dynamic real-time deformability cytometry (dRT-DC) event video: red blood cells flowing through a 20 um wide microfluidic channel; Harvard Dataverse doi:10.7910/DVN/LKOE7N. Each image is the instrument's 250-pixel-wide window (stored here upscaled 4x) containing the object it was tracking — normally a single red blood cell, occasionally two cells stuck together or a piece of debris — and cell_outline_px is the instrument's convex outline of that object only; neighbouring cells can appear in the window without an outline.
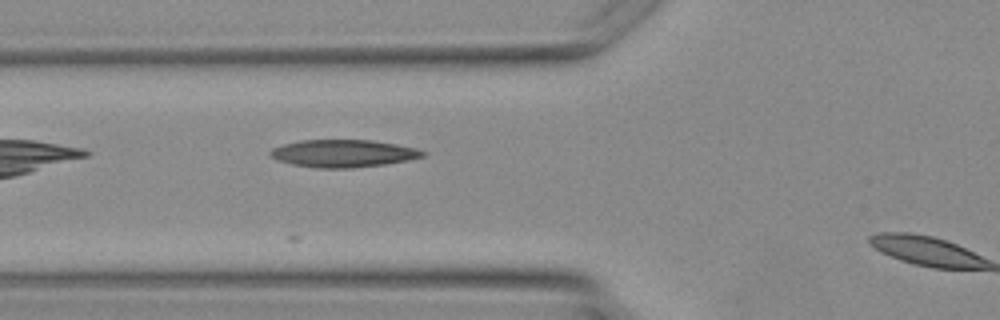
{"species": "Egyptian fruit bat (a non-hibernating species)", "species_latin": "Rousettus aegyptiacus", "temperature_condition": "warm", "stored_images_in_passage": 7, "segment_of_instrument_passage": [1, 2], "camera_frame_rate_fps": 3000, "um_per_image_px": 0.085, "animal": {"sex": "female"}, "frame": {"image": 1, "passage_image": 5, "time_ms": 5.667, "image_size_px": [1000, 320], "cell_outline_px": [[428, 152], [424, 156], [408, 160], [384, 164], [352, 168], [316, 168], [292, 164], [276, 160], [268, 152], [272, 148], [284, 144], [300, 140], [372, 140], [396, 144], [416, 148]], "centroid_in_image_um": [29.18, 13.04], "position_along_channel_um": 96.6, "area_um2": 24.45}}